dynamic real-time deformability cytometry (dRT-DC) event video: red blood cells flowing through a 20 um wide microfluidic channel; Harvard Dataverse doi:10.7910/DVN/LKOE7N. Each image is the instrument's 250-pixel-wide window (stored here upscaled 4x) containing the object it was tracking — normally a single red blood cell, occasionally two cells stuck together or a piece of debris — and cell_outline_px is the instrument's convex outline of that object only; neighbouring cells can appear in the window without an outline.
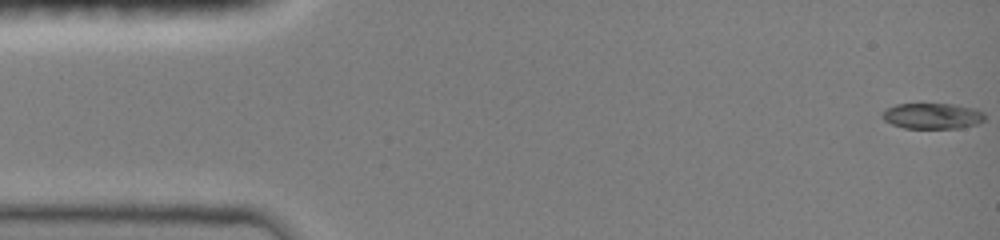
{"species": "common noctule bat (a hibernating species)", "species_latin": "Nyctalus noctula", "temperature_condition": "room temperature", "stored_images_in_passage": 48, "camera_frame_rate_fps": 3000, "um_per_image_px": 0.085, "animal": {"sex": "female", "body_mass_g": 19.0, "forearm_length_mm": 51.5}, "frame": {"image": 1, "passage_image": 1, "time_ms": 0.0, "image_size_px": [1000, 240], "cell_outline_px": [[984, 120], [976, 124], [960, 128], [904, 128], [892, 124], [884, 120], [880, 116], [884, 108], [896, 104], [956, 104], [976, 108], [984, 112]], "centroid_in_image_um": [79.23, 9.85], "position_along_channel_um": 5.8, "area_um2": 15.61}}
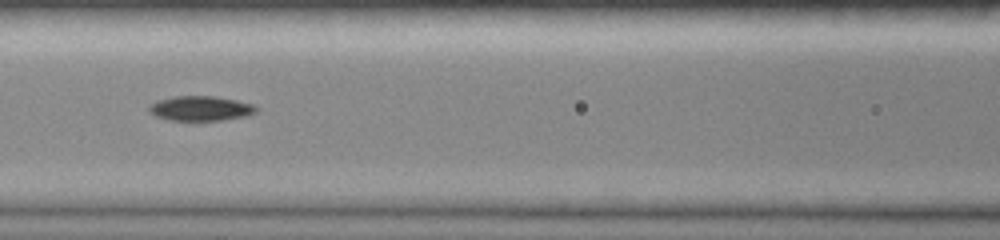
{"frame": {"image": 2, "passage_image": 21, "time_ms": 6.667, "image_size_px": [1000, 240], "cell_outline_px": [[256, 112], [244, 116], [220, 120], [192, 124], [168, 120], [156, 116], [148, 112], [148, 104], [156, 100], [172, 96], [216, 96], [236, 100], [252, 104], [256, 108]], "centroid_in_image_um": [16.94, 9.25], "position_along_channel_um": 149.7, "area_um2": 16.24}}
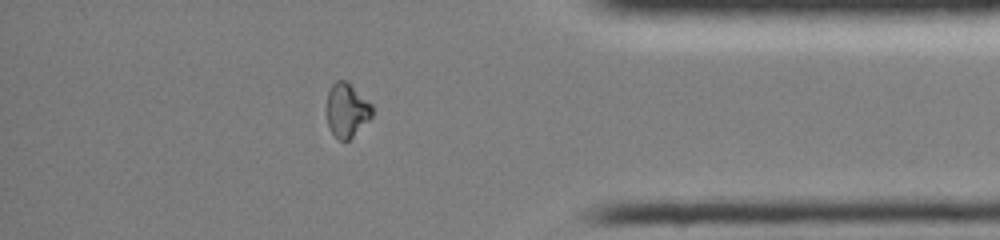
{"frame": {"image": 3, "passage_image": 41, "time_ms": 13.333, "image_size_px": [1000, 240], "cell_outline_px": [[372, 116], [348, 140], [340, 140], [328, 128], [328, 92], [332, 84], [336, 80], [348, 80], [372, 104]], "centroid_in_image_um": [29.49, 9.31], "position_along_channel_um": 405.7, "area_um2": 14.1}}